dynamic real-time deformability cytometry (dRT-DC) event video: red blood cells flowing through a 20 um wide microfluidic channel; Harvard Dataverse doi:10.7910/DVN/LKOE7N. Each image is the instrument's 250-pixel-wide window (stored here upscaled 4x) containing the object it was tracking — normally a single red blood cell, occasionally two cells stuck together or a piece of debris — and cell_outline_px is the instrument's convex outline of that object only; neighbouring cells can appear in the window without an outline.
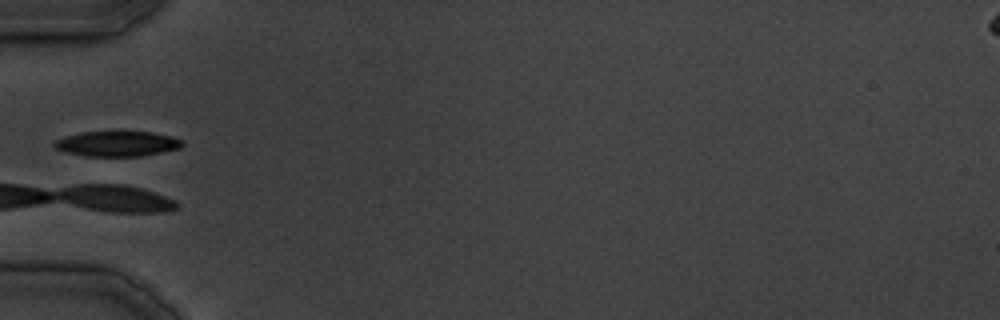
{"species": "common noctule bat (a hibernating species)", "species_latin": "Nyctalus noctula", "temperature_condition": "cold", "stored_images_in_passage": 13, "camera_frame_rate_fps": 3000, "um_per_image_px": 0.085, "animal": {"sex": "male", "body_mass_g": 19.5, "forearm_length_mm": 54.6}, "frame": {"image": 1, "passage_image": 1, "time_ms": 0.0, "image_size_px": [1000, 320], "cell_outline_px": [[184, 144], [180, 148], [140, 156], [84, 156], [68, 152], [56, 148], [52, 144], [56, 140], [64, 136], [80, 132], [152, 132], [172, 136], [180, 140]], "centroid_in_image_um": [9.94, 12.21], "position_along_channel_um": 75.1, "area_um2": 18.61}}